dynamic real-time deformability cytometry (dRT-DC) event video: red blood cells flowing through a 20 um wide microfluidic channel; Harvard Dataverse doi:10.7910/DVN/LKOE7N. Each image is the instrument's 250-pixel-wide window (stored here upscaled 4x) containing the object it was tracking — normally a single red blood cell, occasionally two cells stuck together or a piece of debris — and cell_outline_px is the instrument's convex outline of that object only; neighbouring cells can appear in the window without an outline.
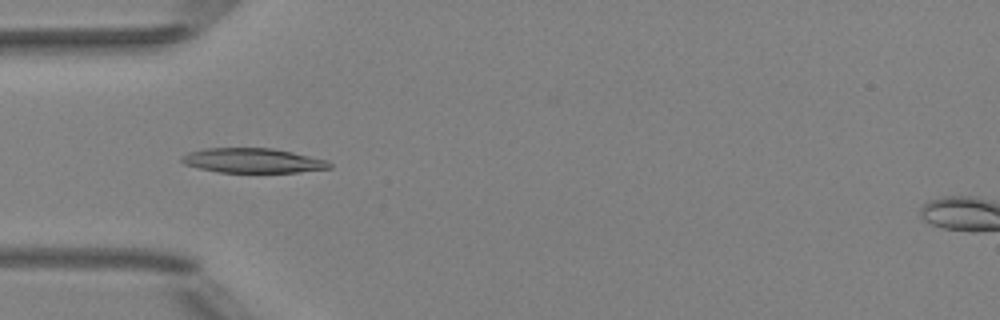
{"species": "Egyptian fruit bat (a non-hibernating species)", "species_latin": "Rousettus aegyptiacus", "temperature_condition": "room temperature", "stored_images_in_passage": 32, "camera_frame_rate_fps": 3000, "um_per_image_px": 0.085, "animal": {"sex": "female"}, "frame": {"image": 1, "passage_image": 16, "time_ms": 5.0, "image_size_px": [1000, 320], "cell_outline_px": [[332, 168], [300, 172], [220, 172], [200, 168], [184, 164], [180, 160], [180, 156], [188, 152], [204, 148], [272, 148], [292, 152], [324, 160], [332, 164]], "centroid_in_image_um": [21.45, 13.64], "position_along_channel_um": 63.6, "area_um2": 21.1}}
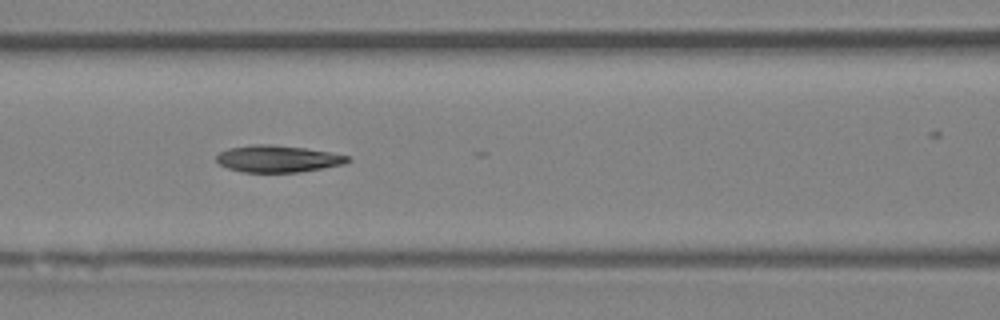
{"frame": {"image": 2, "passage_image": 22, "time_ms": 7.0, "image_size_px": [1000, 320], "cell_outline_px": [[352, 160], [344, 164], [300, 172], [244, 172], [228, 168], [220, 164], [216, 160], [216, 156], [220, 152], [228, 148], [252, 144], [268, 144], [304, 148], [328, 152], [348, 156]], "centroid_in_image_um": [23.59, 13.49], "position_along_channel_um": 143.0, "area_um2": 20.4}}
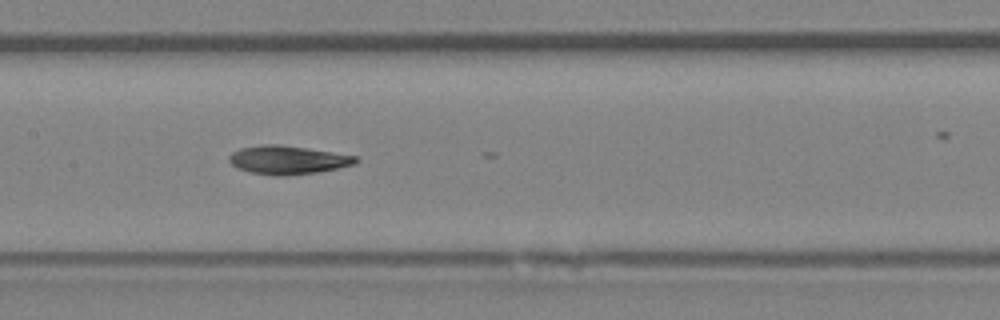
{"frame": {"image": 3, "passage_image": 25, "time_ms": 8.0, "image_size_px": [1000, 320], "cell_outline_px": [[360, 160], [356, 164], [316, 172], [284, 176], [276, 176], [248, 172], [236, 168], [228, 160], [228, 156], [232, 152], [240, 148], [264, 144], [280, 144], [308, 148], [356, 156]], "centroid_in_image_um": [24.43, 13.59], "position_along_channel_um": 183.0, "area_um2": 21.15}}